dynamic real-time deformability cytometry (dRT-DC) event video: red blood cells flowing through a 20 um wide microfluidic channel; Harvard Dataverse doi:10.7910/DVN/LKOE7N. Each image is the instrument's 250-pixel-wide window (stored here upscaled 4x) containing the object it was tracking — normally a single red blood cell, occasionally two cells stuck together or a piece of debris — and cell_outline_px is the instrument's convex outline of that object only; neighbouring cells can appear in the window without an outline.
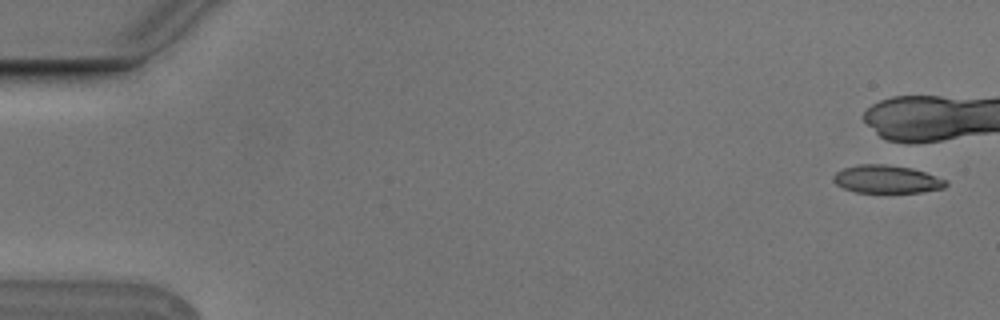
{"species": "Egyptian fruit bat (a non-hibernating species)", "species_latin": "Rousettus aegyptiacus", "temperature_condition": "cold", "stored_images_in_passage": 7, "camera_frame_rate_fps": 3000, "um_per_image_px": 0.085, "animal": {"sex": "male"}, "frame": {"image": 1, "passage_image": 2, "time_ms": 0.333, "image_size_px": [1000, 320], "cell_outline_px": [[948, 184], [944, 188], [920, 192], [856, 192], [844, 188], [836, 184], [832, 180], [832, 176], [836, 172], [844, 168], [860, 164], [884, 164], [912, 168], [948, 180]], "centroid_in_image_um": [75.37, 15.23], "position_along_channel_um": 9.6, "area_um2": 18.26}}